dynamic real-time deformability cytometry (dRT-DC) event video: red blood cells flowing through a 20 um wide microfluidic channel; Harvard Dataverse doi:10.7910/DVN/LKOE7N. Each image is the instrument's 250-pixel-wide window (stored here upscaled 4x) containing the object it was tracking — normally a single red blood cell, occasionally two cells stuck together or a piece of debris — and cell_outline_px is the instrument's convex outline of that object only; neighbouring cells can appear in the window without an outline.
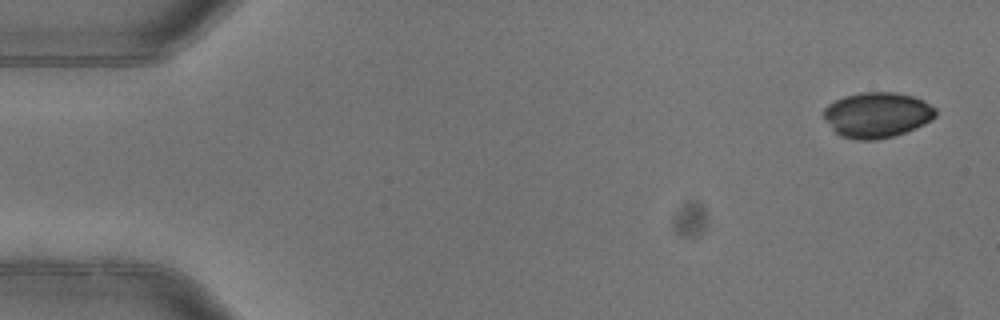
{"species": "common noctule bat (a hibernating species)", "species_latin": "Nyctalus noctula", "temperature_condition": "warm", "stored_images_in_passage": 6, "segment_of_instrument_passage": [1, 2], "camera_frame_rate_fps": 3000, "um_per_image_px": 0.085, "animal": {"sex": "female"}, "frame": {"image": 1, "passage_image": 1, "time_ms": 0.0, "image_size_px": [1000, 320], "cell_outline_px": [[936, 116], [924, 124], [904, 132], [892, 136], [876, 140], [860, 140], [840, 136], [832, 128], [824, 116], [824, 108], [828, 104], [844, 96], [860, 92], [896, 92], [912, 96], [924, 100], [936, 108]], "centroid_in_image_um": [74.56, 9.75], "position_along_channel_um": 10.4, "area_um2": 29.48}}
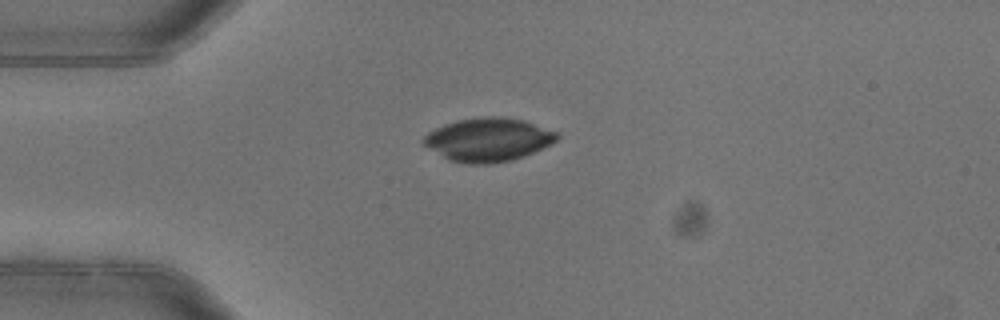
{"frame": {"image": 2, "passage_image": 4, "time_ms": 1.0, "image_size_px": [1000, 320], "cell_outline_px": [[560, 136], [552, 144], [524, 156], [512, 160], [484, 164], [468, 164], [448, 160], [424, 144], [420, 140], [428, 132], [444, 124], [456, 120], [484, 116], [500, 116], [524, 120], [556, 132]], "centroid_in_image_um": [41.48, 11.86], "position_along_channel_um": 43.5, "area_um2": 33.76}}